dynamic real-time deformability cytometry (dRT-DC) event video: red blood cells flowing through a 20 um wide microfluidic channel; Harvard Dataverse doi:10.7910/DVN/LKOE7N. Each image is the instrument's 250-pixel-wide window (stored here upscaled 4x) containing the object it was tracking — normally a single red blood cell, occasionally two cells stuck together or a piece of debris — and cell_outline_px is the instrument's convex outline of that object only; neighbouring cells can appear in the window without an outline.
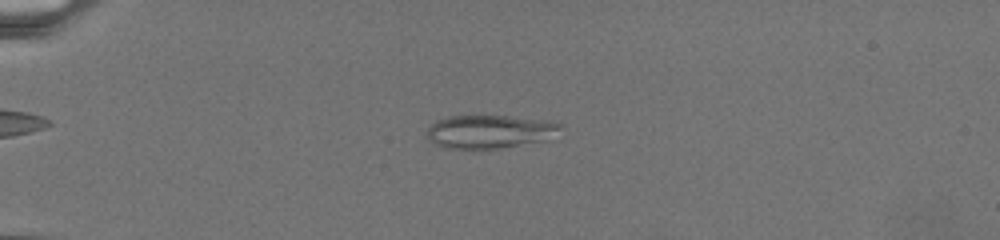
{"species": "common noctule bat (a hibernating species)", "species_latin": "Nyctalus noctula", "temperature_condition": "warm", "stored_images_in_passage": 59, "camera_frame_rate_fps": 3000, "um_per_image_px": 0.085, "animal": {"sex": "female", "body_mass_g": 19.5, "forearm_length_mm": 54.1}, "frame": {"image": 1, "passage_image": 10, "time_ms": 3.333, "image_size_px": [1000, 240], "cell_outline_px": [[560, 128], [544, 140], [500, 148], [448, 148], [436, 144], [428, 140], [428, 128], [436, 120], [448, 116], [508, 116], [548, 120], [560, 124]], "centroid_in_image_um": [41.57, 11.17], "position_along_channel_um": 43.4, "area_um2": 25.37}}
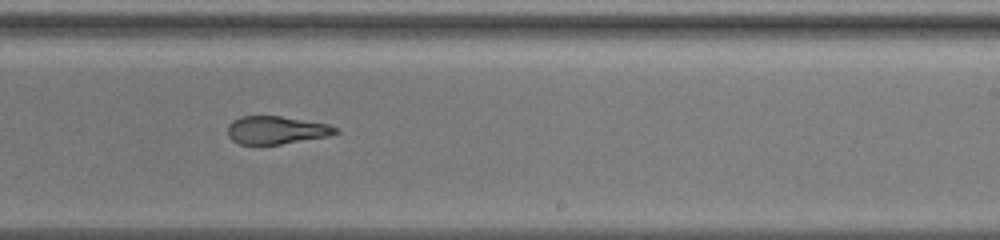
{"frame": {"image": 2, "passage_image": 37, "time_ms": 12.667, "image_size_px": [1000, 240], "cell_outline_px": [[340, 132], [328, 136], [280, 144], [240, 144], [232, 140], [228, 136], [228, 124], [232, 120], [240, 116], [280, 116], [328, 124], [340, 128]], "centroid_in_image_um": [23.49, 11.05], "position_along_channel_um": 265.5, "area_um2": 17.57}}
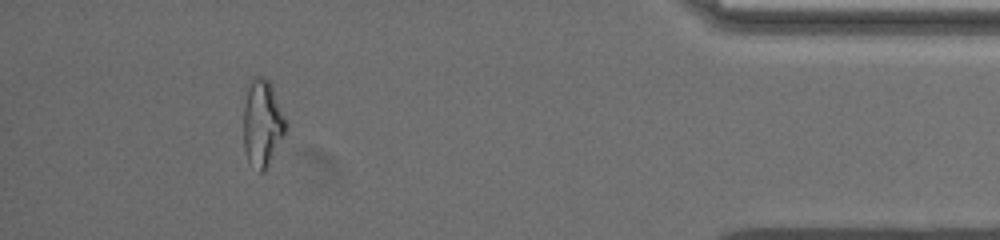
{"frame": {"image": 3, "passage_image": 53, "time_ms": 19.333, "image_size_px": [1000, 240], "cell_outline_px": [[288, 124], [284, 136], [264, 172], [260, 172], [248, 164], [244, 152], [244, 104], [248, 84], [256, 76], [264, 76], [272, 84]], "centroid_in_image_um": [22.3, 10.48], "position_along_channel_um": 412.9, "area_um2": 21.73}}